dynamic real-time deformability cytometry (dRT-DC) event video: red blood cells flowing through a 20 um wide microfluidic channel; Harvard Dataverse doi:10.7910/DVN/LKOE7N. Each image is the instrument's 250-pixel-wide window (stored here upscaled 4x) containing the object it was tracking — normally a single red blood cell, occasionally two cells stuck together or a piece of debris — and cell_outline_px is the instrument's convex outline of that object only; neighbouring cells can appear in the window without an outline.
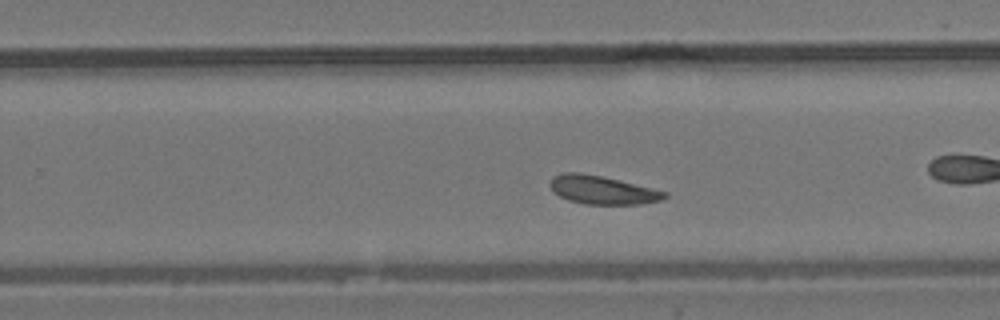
{"species": "common noctule bat (a hibernating species)", "species_latin": "Nyctalus noctula", "temperature_condition": "room temperature", "stored_images_in_passage": 53, "camera_frame_rate_fps": 3000, "um_per_image_px": 0.085, "animal": {"sex": "male", "body_mass_g": 19.2, "forearm_length_mm": 51.8}, "frame": {"image": 1, "passage_image": 31, "time_ms": 10.0, "image_size_px": [1000, 320], "cell_outline_px": [[668, 196], [660, 200], [640, 204], [584, 204], [568, 200], [560, 196], [548, 184], [552, 176], [564, 172], [576, 172], [600, 176], [668, 192]], "centroid_in_image_um": [51.17, 16.15], "position_along_channel_um": 278.6, "area_um2": 18.67}, "authors_computed_cell_mechanics": {"area_um2": 19.4208, "velocity_mm_per_s": 3.643, "shape_relaxation_time_tau1_ms": null, "shape_relaxation_time_tau2_ms": 1.6312, "deformation_change_tau1": null, "deformation_change_tau2": 0.0733}}